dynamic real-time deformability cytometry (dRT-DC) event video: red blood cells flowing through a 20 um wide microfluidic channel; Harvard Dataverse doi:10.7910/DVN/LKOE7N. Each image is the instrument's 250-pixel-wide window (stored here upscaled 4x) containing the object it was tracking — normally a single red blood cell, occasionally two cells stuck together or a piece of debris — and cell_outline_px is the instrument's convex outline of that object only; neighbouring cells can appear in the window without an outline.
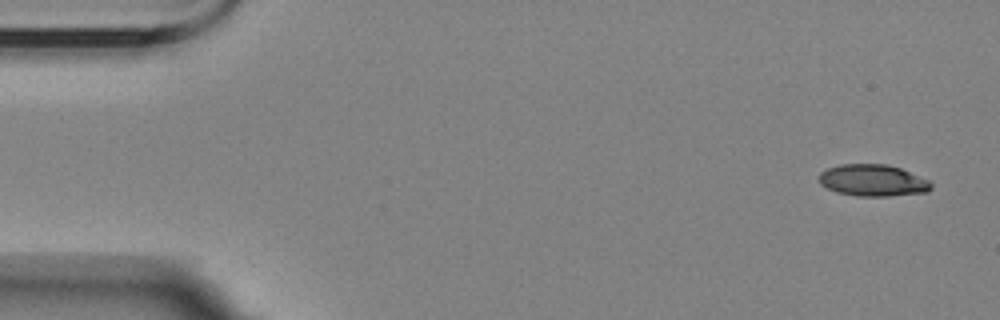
{"species": "Egyptian fruit bat (a non-hibernating species)", "species_latin": "Rousettus aegyptiacus", "temperature_condition": "room temperature", "stored_images_in_passage": 5, "camera_frame_rate_fps": 3000, "um_per_image_px": 0.085, "animal": {"sex": "female"}, "frame": {"image": 1, "passage_image": 1, "time_ms": 0.0, "image_size_px": [1000, 320], "cell_outline_px": [[932, 188], [928, 192], [888, 196], [856, 196], [836, 192], [820, 184], [816, 180], [820, 172], [828, 168], [840, 164], [888, 164], [900, 168], [928, 180], [932, 184]], "centroid_in_image_um": [74.16, 15.33], "position_along_channel_um": 10.8, "area_um2": 20.87}}
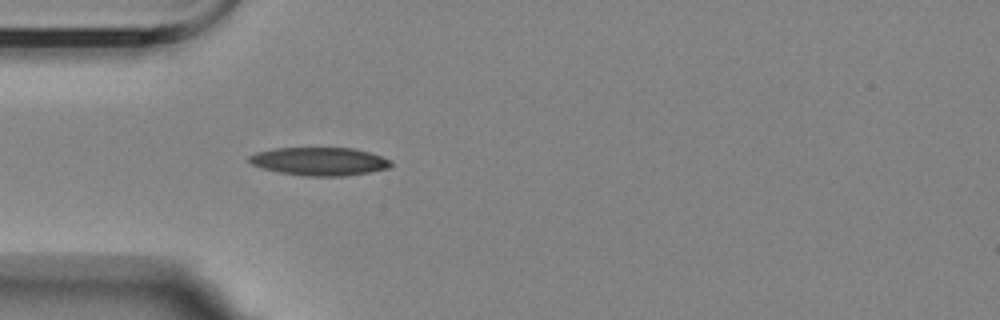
{"frame": {"image": 2, "passage_image": 5, "time_ms": 4.667, "image_size_px": [1000, 320], "cell_outline_px": [[392, 164], [388, 168], [368, 172], [344, 176], [304, 176], [280, 172], [264, 168], [252, 164], [248, 160], [248, 156], [256, 152], [272, 148], [352, 148], [368, 152], [392, 160]], "centroid_in_image_um": [27.14, 13.71], "position_along_channel_um": 57.9, "area_um2": 23.12}}